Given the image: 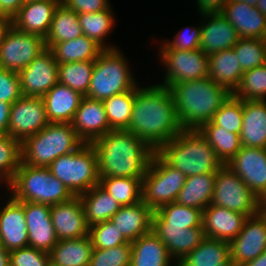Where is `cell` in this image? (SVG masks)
<instances>
[{
  "label": "cell",
  "mask_w": 266,
  "mask_h": 266,
  "mask_svg": "<svg viewBox=\"0 0 266 266\" xmlns=\"http://www.w3.org/2000/svg\"><path fill=\"white\" fill-rule=\"evenodd\" d=\"M33 1H39V0H22L23 4L28 3V2H33Z\"/></svg>",
  "instance_id": "63"
},
{
  "label": "cell",
  "mask_w": 266,
  "mask_h": 266,
  "mask_svg": "<svg viewBox=\"0 0 266 266\" xmlns=\"http://www.w3.org/2000/svg\"><path fill=\"white\" fill-rule=\"evenodd\" d=\"M58 64L95 61L103 48L93 39L81 35L70 41L56 43L50 49Z\"/></svg>",
  "instance_id": "38"
},
{
  "label": "cell",
  "mask_w": 266,
  "mask_h": 266,
  "mask_svg": "<svg viewBox=\"0 0 266 266\" xmlns=\"http://www.w3.org/2000/svg\"><path fill=\"white\" fill-rule=\"evenodd\" d=\"M233 49L243 72L266 64V39L239 38Z\"/></svg>",
  "instance_id": "45"
},
{
  "label": "cell",
  "mask_w": 266,
  "mask_h": 266,
  "mask_svg": "<svg viewBox=\"0 0 266 266\" xmlns=\"http://www.w3.org/2000/svg\"><path fill=\"white\" fill-rule=\"evenodd\" d=\"M49 123L42 97L22 96L10 107L8 135L22 142Z\"/></svg>",
  "instance_id": "13"
},
{
  "label": "cell",
  "mask_w": 266,
  "mask_h": 266,
  "mask_svg": "<svg viewBox=\"0 0 266 266\" xmlns=\"http://www.w3.org/2000/svg\"><path fill=\"white\" fill-rule=\"evenodd\" d=\"M200 49L208 56L231 49L239 41L235 27L220 13H201Z\"/></svg>",
  "instance_id": "19"
},
{
  "label": "cell",
  "mask_w": 266,
  "mask_h": 266,
  "mask_svg": "<svg viewBox=\"0 0 266 266\" xmlns=\"http://www.w3.org/2000/svg\"><path fill=\"white\" fill-rule=\"evenodd\" d=\"M244 266H266V250L260 256L246 263Z\"/></svg>",
  "instance_id": "58"
},
{
  "label": "cell",
  "mask_w": 266,
  "mask_h": 266,
  "mask_svg": "<svg viewBox=\"0 0 266 266\" xmlns=\"http://www.w3.org/2000/svg\"><path fill=\"white\" fill-rule=\"evenodd\" d=\"M98 157L99 177L143 178L155 152L126 130H112L91 143Z\"/></svg>",
  "instance_id": "2"
},
{
  "label": "cell",
  "mask_w": 266,
  "mask_h": 266,
  "mask_svg": "<svg viewBox=\"0 0 266 266\" xmlns=\"http://www.w3.org/2000/svg\"><path fill=\"white\" fill-rule=\"evenodd\" d=\"M83 143L71 123L50 122L21 142L22 162L33 167H48L57 157L76 151Z\"/></svg>",
  "instance_id": "5"
},
{
  "label": "cell",
  "mask_w": 266,
  "mask_h": 266,
  "mask_svg": "<svg viewBox=\"0 0 266 266\" xmlns=\"http://www.w3.org/2000/svg\"><path fill=\"white\" fill-rule=\"evenodd\" d=\"M18 75L23 96L43 97L58 83V63L47 48Z\"/></svg>",
  "instance_id": "15"
},
{
  "label": "cell",
  "mask_w": 266,
  "mask_h": 266,
  "mask_svg": "<svg viewBox=\"0 0 266 266\" xmlns=\"http://www.w3.org/2000/svg\"><path fill=\"white\" fill-rule=\"evenodd\" d=\"M230 258V243L205 237L177 266H218Z\"/></svg>",
  "instance_id": "35"
},
{
  "label": "cell",
  "mask_w": 266,
  "mask_h": 266,
  "mask_svg": "<svg viewBox=\"0 0 266 266\" xmlns=\"http://www.w3.org/2000/svg\"><path fill=\"white\" fill-rule=\"evenodd\" d=\"M186 178L155 151L142 179V201L153 211L175 202Z\"/></svg>",
  "instance_id": "9"
},
{
  "label": "cell",
  "mask_w": 266,
  "mask_h": 266,
  "mask_svg": "<svg viewBox=\"0 0 266 266\" xmlns=\"http://www.w3.org/2000/svg\"><path fill=\"white\" fill-rule=\"evenodd\" d=\"M172 94L159 84L135 87L134 106L126 131L157 151L181 131Z\"/></svg>",
  "instance_id": "1"
},
{
  "label": "cell",
  "mask_w": 266,
  "mask_h": 266,
  "mask_svg": "<svg viewBox=\"0 0 266 266\" xmlns=\"http://www.w3.org/2000/svg\"><path fill=\"white\" fill-rule=\"evenodd\" d=\"M211 204L251 216L259 212L261 200L236 173L223 165L216 172Z\"/></svg>",
  "instance_id": "10"
},
{
  "label": "cell",
  "mask_w": 266,
  "mask_h": 266,
  "mask_svg": "<svg viewBox=\"0 0 266 266\" xmlns=\"http://www.w3.org/2000/svg\"><path fill=\"white\" fill-rule=\"evenodd\" d=\"M28 246L49 253L58 242L51 218V206L24 202Z\"/></svg>",
  "instance_id": "18"
},
{
  "label": "cell",
  "mask_w": 266,
  "mask_h": 266,
  "mask_svg": "<svg viewBox=\"0 0 266 266\" xmlns=\"http://www.w3.org/2000/svg\"><path fill=\"white\" fill-rule=\"evenodd\" d=\"M135 88L103 100L109 126L112 130H126L134 106Z\"/></svg>",
  "instance_id": "41"
},
{
  "label": "cell",
  "mask_w": 266,
  "mask_h": 266,
  "mask_svg": "<svg viewBox=\"0 0 266 266\" xmlns=\"http://www.w3.org/2000/svg\"><path fill=\"white\" fill-rule=\"evenodd\" d=\"M0 266H10V252L0 245Z\"/></svg>",
  "instance_id": "57"
},
{
  "label": "cell",
  "mask_w": 266,
  "mask_h": 266,
  "mask_svg": "<svg viewBox=\"0 0 266 266\" xmlns=\"http://www.w3.org/2000/svg\"><path fill=\"white\" fill-rule=\"evenodd\" d=\"M228 0H196L197 13L221 12Z\"/></svg>",
  "instance_id": "54"
},
{
  "label": "cell",
  "mask_w": 266,
  "mask_h": 266,
  "mask_svg": "<svg viewBox=\"0 0 266 266\" xmlns=\"http://www.w3.org/2000/svg\"><path fill=\"white\" fill-rule=\"evenodd\" d=\"M232 95L242 100L266 101V64L245 71Z\"/></svg>",
  "instance_id": "44"
},
{
  "label": "cell",
  "mask_w": 266,
  "mask_h": 266,
  "mask_svg": "<svg viewBox=\"0 0 266 266\" xmlns=\"http://www.w3.org/2000/svg\"><path fill=\"white\" fill-rule=\"evenodd\" d=\"M152 231L166 245L176 263L192 252L205 238L203 227L183 229L176 226H152Z\"/></svg>",
  "instance_id": "26"
},
{
  "label": "cell",
  "mask_w": 266,
  "mask_h": 266,
  "mask_svg": "<svg viewBox=\"0 0 266 266\" xmlns=\"http://www.w3.org/2000/svg\"><path fill=\"white\" fill-rule=\"evenodd\" d=\"M256 7L264 16H266V0H258Z\"/></svg>",
  "instance_id": "59"
},
{
  "label": "cell",
  "mask_w": 266,
  "mask_h": 266,
  "mask_svg": "<svg viewBox=\"0 0 266 266\" xmlns=\"http://www.w3.org/2000/svg\"><path fill=\"white\" fill-rule=\"evenodd\" d=\"M93 244L89 235L61 240L49 252L52 266H89Z\"/></svg>",
  "instance_id": "31"
},
{
  "label": "cell",
  "mask_w": 266,
  "mask_h": 266,
  "mask_svg": "<svg viewBox=\"0 0 266 266\" xmlns=\"http://www.w3.org/2000/svg\"><path fill=\"white\" fill-rule=\"evenodd\" d=\"M245 2L246 4L255 7L257 5L258 0H235Z\"/></svg>",
  "instance_id": "61"
},
{
  "label": "cell",
  "mask_w": 266,
  "mask_h": 266,
  "mask_svg": "<svg viewBox=\"0 0 266 266\" xmlns=\"http://www.w3.org/2000/svg\"><path fill=\"white\" fill-rule=\"evenodd\" d=\"M265 250L266 220L258 212L246 218L242 230L230 242V258L237 266H244Z\"/></svg>",
  "instance_id": "16"
},
{
  "label": "cell",
  "mask_w": 266,
  "mask_h": 266,
  "mask_svg": "<svg viewBox=\"0 0 266 266\" xmlns=\"http://www.w3.org/2000/svg\"><path fill=\"white\" fill-rule=\"evenodd\" d=\"M131 242L108 249L93 248L89 266H130Z\"/></svg>",
  "instance_id": "47"
},
{
  "label": "cell",
  "mask_w": 266,
  "mask_h": 266,
  "mask_svg": "<svg viewBox=\"0 0 266 266\" xmlns=\"http://www.w3.org/2000/svg\"><path fill=\"white\" fill-rule=\"evenodd\" d=\"M48 168L74 196L99 184L98 157L91 143H83L76 151L57 157Z\"/></svg>",
  "instance_id": "8"
},
{
  "label": "cell",
  "mask_w": 266,
  "mask_h": 266,
  "mask_svg": "<svg viewBox=\"0 0 266 266\" xmlns=\"http://www.w3.org/2000/svg\"><path fill=\"white\" fill-rule=\"evenodd\" d=\"M218 266H237L231 258H229L225 263L218 265Z\"/></svg>",
  "instance_id": "62"
},
{
  "label": "cell",
  "mask_w": 266,
  "mask_h": 266,
  "mask_svg": "<svg viewBox=\"0 0 266 266\" xmlns=\"http://www.w3.org/2000/svg\"><path fill=\"white\" fill-rule=\"evenodd\" d=\"M154 211L143 201L130 206H122L110 221L128 242L136 241L152 231Z\"/></svg>",
  "instance_id": "25"
},
{
  "label": "cell",
  "mask_w": 266,
  "mask_h": 266,
  "mask_svg": "<svg viewBox=\"0 0 266 266\" xmlns=\"http://www.w3.org/2000/svg\"><path fill=\"white\" fill-rule=\"evenodd\" d=\"M156 152L186 177L216 173L223 166L198 129H183Z\"/></svg>",
  "instance_id": "4"
},
{
  "label": "cell",
  "mask_w": 266,
  "mask_h": 266,
  "mask_svg": "<svg viewBox=\"0 0 266 266\" xmlns=\"http://www.w3.org/2000/svg\"><path fill=\"white\" fill-rule=\"evenodd\" d=\"M161 65H164L163 82L157 83L164 87L183 81H191L208 77V58L201 49L196 50H159Z\"/></svg>",
  "instance_id": "12"
},
{
  "label": "cell",
  "mask_w": 266,
  "mask_h": 266,
  "mask_svg": "<svg viewBox=\"0 0 266 266\" xmlns=\"http://www.w3.org/2000/svg\"><path fill=\"white\" fill-rule=\"evenodd\" d=\"M243 73L233 48L214 53L208 58V77L231 94L240 84Z\"/></svg>",
  "instance_id": "30"
},
{
  "label": "cell",
  "mask_w": 266,
  "mask_h": 266,
  "mask_svg": "<svg viewBox=\"0 0 266 266\" xmlns=\"http://www.w3.org/2000/svg\"><path fill=\"white\" fill-rule=\"evenodd\" d=\"M0 205V243L9 252L28 246L24 201L15 200L9 192Z\"/></svg>",
  "instance_id": "17"
},
{
  "label": "cell",
  "mask_w": 266,
  "mask_h": 266,
  "mask_svg": "<svg viewBox=\"0 0 266 266\" xmlns=\"http://www.w3.org/2000/svg\"><path fill=\"white\" fill-rule=\"evenodd\" d=\"M11 104L0 101V135L8 134V123Z\"/></svg>",
  "instance_id": "55"
},
{
  "label": "cell",
  "mask_w": 266,
  "mask_h": 266,
  "mask_svg": "<svg viewBox=\"0 0 266 266\" xmlns=\"http://www.w3.org/2000/svg\"><path fill=\"white\" fill-rule=\"evenodd\" d=\"M211 122L228 132L240 134L243 123V100L231 94L215 112Z\"/></svg>",
  "instance_id": "46"
},
{
  "label": "cell",
  "mask_w": 266,
  "mask_h": 266,
  "mask_svg": "<svg viewBox=\"0 0 266 266\" xmlns=\"http://www.w3.org/2000/svg\"><path fill=\"white\" fill-rule=\"evenodd\" d=\"M142 179L100 177L99 185L121 206H130L142 201Z\"/></svg>",
  "instance_id": "40"
},
{
  "label": "cell",
  "mask_w": 266,
  "mask_h": 266,
  "mask_svg": "<svg viewBox=\"0 0 266 266\" xmlns=\"http://www.w3.org/2000/svg\"><path fill=\"white\" fill-rule=\"evenodd\" d=\"M247 217L245 214L209 204L203 210L204 235L230 243L242 230Z\"/></svg>",
  "instance_id": "23"
},
{
  "label": "cell",
  "mask_w": 266,
  "mask_h": 266,
  "mask_svg": "<svg viewBox=\"0 0 266 266\" xmlns=\"http://www.w3.org/2000/svg\"><path fill=\"white\" fill-rule=\"evenodd\" d=\"M119 48L103 49L95 60L87 98L103 101L138 85L127 56Z\"/></svg>",
  "instance_id": "7"
},
{
  "label": "cell",
  "mask_w": 266,
  "mask_h": 266,
  "mask_svg": "<svg viewBox=\"0 0 266 266\" xmlns=\"http://www.w3.org/2000/svg\"><path fill=\"white\" fill-rule=\"evenodd\" d=\"M174 38L161 40L158 50H196L200 49L201 23L198 26H185L181 28Z\"/></svg>",
  "instance_id": "49"
},
{
  "label": "cell",
  "mask_w": 266,
  "mask_h": 266,
  "mask_svg": "<svg viewBox=\"0 0 266 266\" xmlns=\"http://www.w3.org/2000/svg\"><path fill=\"white\" fill-rule=\"evenodd\" d=\"M177 118L182 129H199L211 121L231 93L209 77L170 85Z\"/></svg>",
  "instance_id": "3"
},
{
  "label": "cell",
  "mask_w": 266,
  "mask_h": 266,
  "mask_svg": "<svg viewBox=\"0 0 266 266\" xmlns=\"http://www.w3.org/2000/svg\"><path fill=\"white\" fill-rule=\"evenodd\" d=\"M22 163L21 141L10 135H0V182L8 185Z\"/></svg>",
  "instance_id": "43"
},
{
  "label": "cell",
  "mask_w": 266,
  "mask_h": 266,
  "mask_svg": "<svg viewBox=\"0 0 266 266\" xmlns=\"http://www.w3.org/2000/svg\"><path fill=\"white\" fill-rule=\"evenodd\" d=\"M71 124L77 136L84 143H92L97 138L112 131L103 101L86 96L82 98Z\"/></svg>",
  "instance_id": "21"
},
{
  "label": "cell",
  "mask_w": 266,
  "mask_h": 266,
  "mask_svg": "<svg viewBox=\"0 0 266 266\" xmlns=\"http://www.w3.org/2000/svg\"><path fill=\"white\" fill-rule=\"evenodd\" d=\"M17 201L56 205L71 200L74 195L48 167H33L23 162L12 181L4 186Z\"/></svg>",
  "instance_id": "6"
},
{
  "label": "cell",
  "mask_w": 266,
  "mask_h": 266,
  "mask_svg": "<svg viewBox=\"0 0 266 266\" xmlns=\"http://www.w3.org/2000/svg\"><path fill=\"white\" fill-rule=\"evenodd\" d=\"M198 130L207 139L223 165L242 148L240 134L228 132L211 121L204 123Z\"/></svg>",
  "instance_id": "39"
},
{
  "label": "cell",
  "mask_w": 266,
  "mask_h": 266,
  "mask_svg": "<svg viewBox=\"0 0 266 266\" xmlns=\"http://www.w3.org/2000/svg\"><path fill=\"white\" fill-rule=\"evenodd\" d=\"M85 220L90 227L96 223L110 220L122 207L99 184L81 194Z\"/></svg>",
  "instance_id": "32"
},
{
  "label": "cell",
  "mask_w": 266,
  "mask_h": 266,
  "mask_svg": "<svg viewBox=\"0 0 266 266\" xmlns=\"http://www.w3.org/2000/svg\"><path fill=\"white\" fill-rule=\"evenodd\" d=\"M22 96L18 73L0 68V101L12 105Z\"/></svg>",
  "instance_id": "51"
},
{
  "label": "cell",
  "mask_w": 266,
  "mask_h": 266,
  "mask_svg": "<svg viewBox=\"0 0 266 266\" xmlns=\"http://www.w3.org/2000/svg\"><path fill=\"white\" fill-rule=\"evenodd\" d=\"M174 263V264H173ZM177 266L166 245L153 232L131 242L130 266Z\"/></svg>",
  "instance_id": "29"
},
{
  "label": "cell",
  "mask_w": 266,
  "mask_h": 266,
  "mask_svg": "<svg viewBox=\"0 0 266 266\" xmlns=\"http://www.w3.org/2000/svg\"><path fill=\"white\" fill-rule=\"evenodd\" d=\"M51 218L58 241L89 235L82 201L79 196L51 206Z\"/></svg>",
  "instance_id": "20"
},
{
  "label": "cell",
  "mask_w": 266,
  "mask_h": 266,
  "mask_svg": "<svg viewBox=\"0 0 266 266\" xmlns=\"http://www.w3.org/2000/svg\"><path fill=\"white\" fill-rule=\"evenodd\" d=\"M203 211L172 202L153 213L152 226H176L183 229L203 227Z\"/></svg>",
  "instance_id": "37"
},
{
  "label": "cell",
  "mask_w": 266,
  "mask_h": 266,
  "mask_svg": "<svg viewBox=\"0 0 266 266\" xmlns=\"http://www.w3.org/2000/svg\"><path fill=\"white\" fill-rule=\"evenodd\" d=\"M215 177L216 173L187 177L175 202L203 211L213 199Z\"/></svg>",
  "instance_id": "33"
},
{
  "label": "cell",
  "mask_w": 266,
  "mask_h": 266,
  "mask_svg": "<svg viewBox=\"0 0 266 266\" xmlns=\"http://www.w3.org/2000/svg\"><path fill=\"white\" fill-rule=\"evenodd\" d=\"M242 146L266 148V101L243 100Z\"/></svg>",
  "instance_id": "28"
},
{
  "label": "cell",
  "mask_w": 266,
  "mask_h": 266,
  "mask_svg": "<svg viewBox=\"0 0 266 266\" xmlns=\"http://www.w3.org/2000/svg\"><path fill=\"white\" fill-rule=\"evenodd\" d=\"M259 212L264 216L266 220V199L261 201Z\"/></svg>",
  "instance_id": "60"
},
{
  "label": "cell",
  "mask_w": 266,
  "mask_h": 266,
  "mask_svg": "<svg viewBox=\"0 0 266 266\" xmlns=\"http://www.w3.org/2000/svg\"><path fill=\"white\" fill-rule=\"evenodd\" d=\"M60 2L61 0H39L25 3L12 19V25L20 31L45 39L54 11Z\"/></svg>",
  "instance_id": "24"
},
{
  "label": "cell",
  "mask_w": 266,
  "mask_h": 266,
  "mask_svg": "<svg viewBox=\"0 0 266 266\" xmlns=\"http://www.w3.org/2000/svg\"><path fill=\"white\" fill-rule=\"evenodd\" d=\"M261 201L266 199V148L242 146L226 164Z\"/></svg>",
  "instance_id": "14"
},
{
  "label": "cell",
  "mask_w": 266,
  "mask_h": 266,
  "mask_svg": "<svg viewBox=\"0 0 266 266\" xmlns=\"http://www.w3.org/2000/svg\"><path fill=\"white\" fill-rule=\"evenodd\" d=\"M10 266H51L50 256L27 246L10 252Z\"/></svg>",
  "instance_id": "50"
},
{
  "label": "cell",
  "mask_w": 266,
  "mask_h": 266,
  "mask_svg": "<svg viewBox=\"0 0 266 266\" xmlns=\"http://www.w3.org/2000/svg\"><path fill=\"white\" fill-rule=\"evenodd\" d=\"M61 3L77 14L95 13L111 6L109 0H61Z\"/></svg>",
  "instance_id": "52"
},
{
  "label": "cell",
  "mask_w": 266,
  "mask_h": 266,
  "mask_svg": "<svg viewBox=\"0 0 266 266\" xmlns=\"http://www.w3.org/2000/svg\"><path fill=\"white\" fill-rule=\"evenodd\" d=\"M83 97L79 92L58 82L42 97L49 122L72 123Z\"/></svg>",
  "instance_id": "27"
},
{
  "label": "cell",
  "mask_w": 266,
  "mask_h": 266,
  "mask_svg": "<svg viewBox=\"0 0 266 266\" xmlns=\"http://www.w3.org/2000/svg\"><path fill=\"white\" fill-rule=\"evenodd\" d=\"M11 24H12L11 19H8L5 17H2L0 19V46L2 44V40L4 38V35Z\"/></svg>",
  "instance_id": "56"
},
{
  "label": "cell",
  "mask_w": 266,
  "mask_h": 266,
  "mask_svg": "<svg viewBox=\"0 0 266 266\" xmlns=\"http://www.w3.org/2000/svg\"><path fill=\"white\" fill-rule=\"evenodd\" d=\"M23 6L22 0H0V14L2 17L13 19Z\"/></svg>",
  "instance_id": "53"
},
{
  "label": "cell",
  "mask_w": 266,
  "mask_h": 266,
  "mask_svg": "<svg viewBox=\"0 0 266 266\" xmlns=\"http://www.w3.org/2000/svg\"><path fill=\"white\" fill-rule=\"evenodd\" d=\"M81 35L83 30L77 13L60 2L54 11L49 31L44 39L46 48L51 49L56 43L70 41Z\"/></svg>",
  "instance_id": "34"
},
{
  "label": "cell",
  "mask_w": 266,
  "mask_h": 266,
  "mask_svg": "<svg viewBox=\"0 0 266 266\" xmlns=\"http://www.w3.org/2000/svg\"><path fill=\"white\" fill-rule=\"evenodd\" d=\"M46 49L42 37L20 31L11 24L0 46V68L19 73Z\"/></svg>",
  "instance_id": "11"
},
{
  "label": "cell",
  "mask_w": 266,
  "mask_h": 266,
  "mask_svg": "<svg viewBox=\"0 0 266 266\" xmlns=\"http://www.w3.org/2000/svg\"><path fill=\"white\" fill-rule=\"evenodd\" d=\"M95 61L58 64V82L87 96Z\"/></svg>",
  "instance_id": "42"
},
{
  "label": "cell",
  "mask_w": 266,
  "mask_h": 266,
  "mask_svg": "<svg viewBox=\"0 0 266 266\" xmlns=\"http://www.w3.org/2000/svg\"><path fill=\"white\" fill-rule=\"evenodd\" d=\"M220 13L235 27L239 38L266 39V16L256 6L228 0Z\"/></svg>",
  "instance_id": "22"
},
{
  "label": "cell",
  "mask_w": 266,
  "mask_h": 266,
  "mask_svg": "<svg viewBox=\"0 0 266 266\" xmlns=\"http://www.w3.org/2000/svg\"><path fill=\"white\" fill-rule=\"evenodd\" d=\"M89 236L93 248L108 249L128 243L122 233L110 220L90 226Z\"/></svg>",
  "instance_id": "48"
},
{
  "label": "cell",
  "mask_w": 266,
  "mask_h": 266,
  "mask_svg": "<svg viewBox=\"0 0 266 266\" xmlns=\"http://www.w3.org/2000/svg\"><path fill=\"white\" fill-rule=\"evenodd\" d=\"M78 15V21L82 27L83 34L87 37L93 39L97 44H99L103 49H114L118 46L107 44L106 39L108 35L113 32L115 24L114 10L110 6L107 10H102L95 13H81Z\"/></svg>",
  "instance_id": "36"
}]
</instances>
